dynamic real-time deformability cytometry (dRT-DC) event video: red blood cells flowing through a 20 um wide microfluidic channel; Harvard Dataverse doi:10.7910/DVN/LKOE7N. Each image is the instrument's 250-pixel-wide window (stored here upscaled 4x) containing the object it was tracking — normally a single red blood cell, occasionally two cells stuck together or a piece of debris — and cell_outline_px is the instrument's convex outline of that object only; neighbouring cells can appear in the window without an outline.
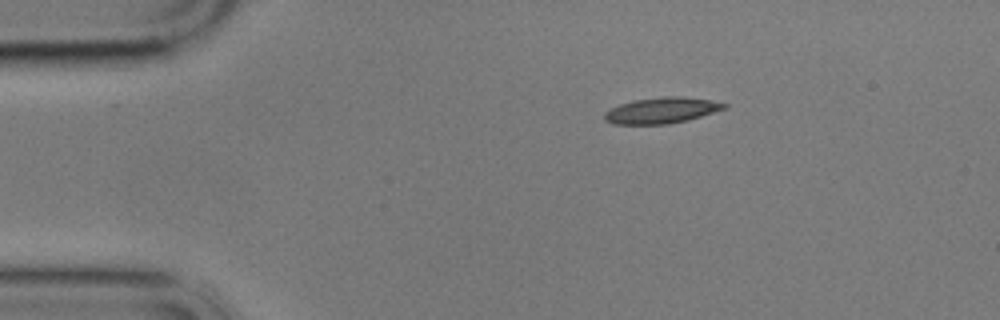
{"species": "common noctule bat (a hibernating species)", "species_latin": "Nyctalus noctula", "temperature_condition": "cold", "stored_images_in_passage": 4, "camera_frame_rate_fps": 3000, "um_per_image_px": 0.085, "animal": {"sex": "male", "body_mass_g": 17.9}, "frame": {"image": 1, "passage_image": 1, "time_ms": 0.0, "image_size_px": [1000, 320], "cell_outline_px": [[728, 108], [688, 120], [668, 124], [612, 124], [604, 120], [604, 112], [620, 104], [632, 100], [664, 96], [684, 96], [708, 100], [728, 104]], "centroid_in_image_um": [56.24, 9.38], "position_along_channel_um": 28.8, "area_um2": 18.21}}
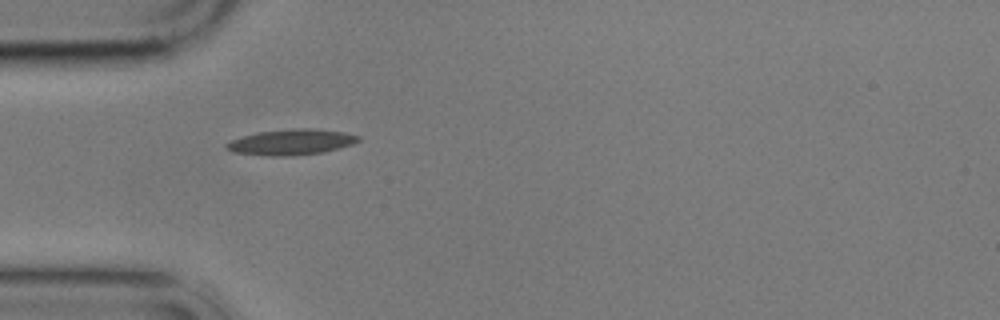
{"frame": {"image": 2, "passage_image": 3, "time_ms": 2.333, "image_size_px": [1000, 320], "cell_outline_px": [[360, 140], [352, 144], [324, 152], [284, 156], [272, 156], [232, 152], [224, 148], [224, 144], [232, 140], [256, 132], [292, 128], [308, 128], [344, 132], [360, 136]], "centroid_in_image_um": [24.73, 12.07], "position_along_channel_um": 60.3, "area_um2": 19.65}}
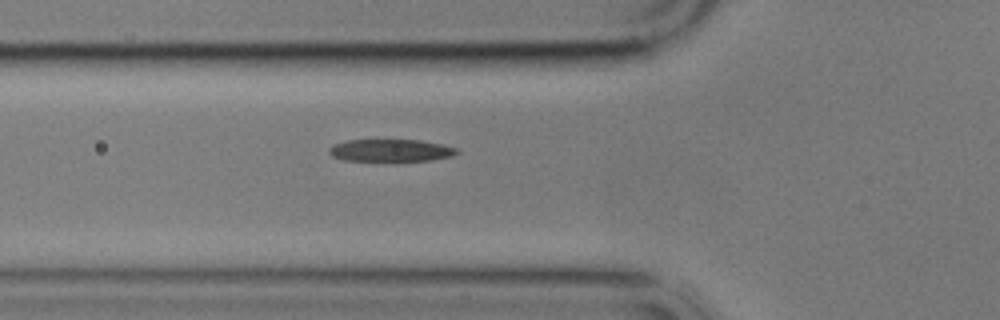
{"frame": {"image": 3, "passage_image": 4, "time_ms": 3.333, "image_size_px": [1000, 320], "cell_outline_px": [[460, 152], [452, 156], [432, 160], [396, 164], [344, 160], [332, 156], [328, 152], [328, 148], [336, 144], [348, 140], [420, 140], [440, 144], [456, 148]], "centroid_in_image_um": [33.22, 12.84], "position_along_channel_um": 92.6, "area_um2": 17.57}}